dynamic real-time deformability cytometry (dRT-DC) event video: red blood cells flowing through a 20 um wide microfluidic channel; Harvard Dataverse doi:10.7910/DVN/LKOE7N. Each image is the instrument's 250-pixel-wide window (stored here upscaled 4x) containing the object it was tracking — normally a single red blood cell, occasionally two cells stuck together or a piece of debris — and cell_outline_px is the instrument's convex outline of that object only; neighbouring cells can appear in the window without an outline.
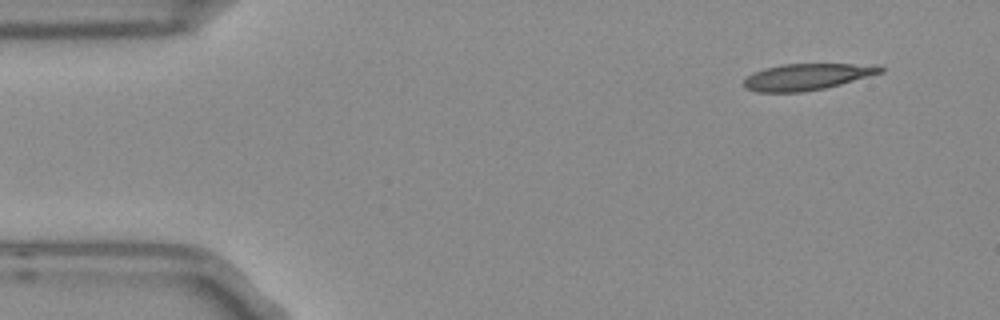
{"species": "Egyptian fruit bat (a non-hibernating species)", "species_latin": "Rousettus aegyptiacus", "temperature_condition": "room temperature", "stored_images_in_passage": 5, "camera_frame_rate_fps": 3000, "um_per_image_px": 0.085, "frame": {"image": 1, "passage_image": 1, "time_ms": 0.0, "image_size_px": [1000, 320], "cell_outline_px": [[884, 72], [840, 84], [824, 88], [804, 92], [756, 92], [744, 88], [744, 80], [752, 72], [764, 68], [784, 64], [880, 64], [884, 68]], "centroid_in_image_um": [68.6, 6.52], "position_along_channel_um": 16.4, "area_um2": 21.15}}
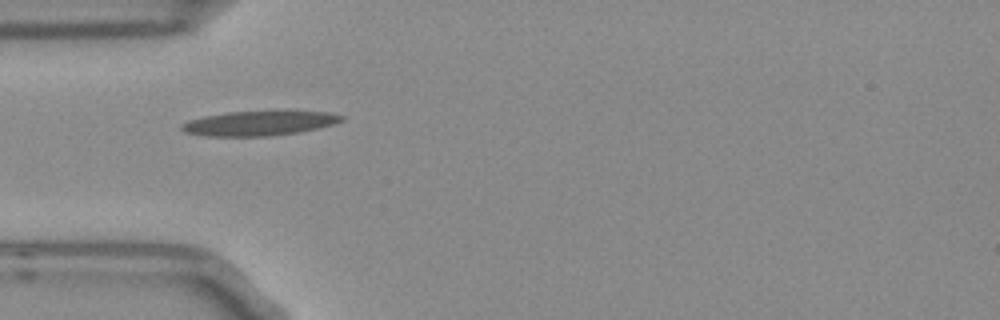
{"frame": {"image": 2, "passage_image": 4, "time_ms": 1.0, "image_size_px": [1000, 320], "cell_outline_px": [[344, 120], [336, 124], [300, 132], [272, 136], [204, 136], [184, 132], [180, 128], [180, 124], [188, 120], [204, 116], [228, 112], [288, 108], [332, 112], [344, 116]], "centroid_in_image_um": [22.14, 10.42], "position_along_channel_um": 62.9, "area_um2": 24.39}}
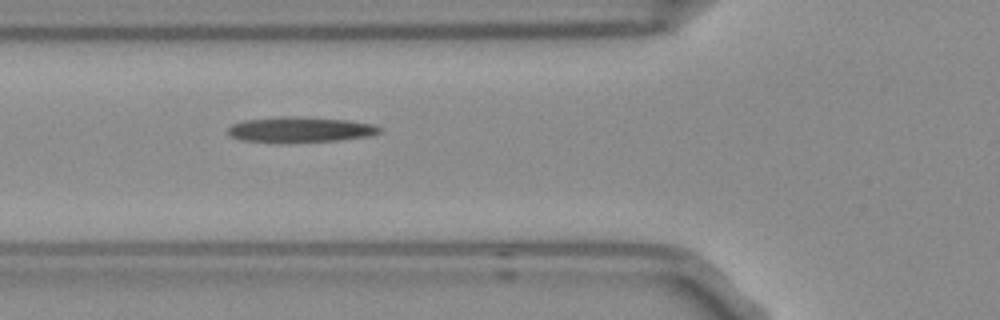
{"frame": {"image": 3, "passage_image": 5, "time_ms": 1.333, "image_size_px": [1000, 320], "cell_outline_px": [[380, 132], [368, 136], [336, 140], [240, 140], [228, 136], [228, 128], [232, 124], [244, 120], [280, 116], [296, 116], [348, 120], [372, 124], [380, 128]], "centroid_in_image_um": [25.49, 10.97], "position_along_channel_um": 100.3, "area_um2": 21.5}}